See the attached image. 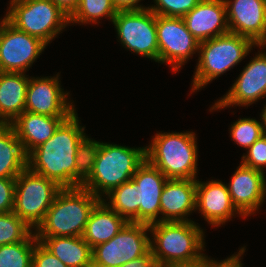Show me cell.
Listing matches in <instances>:
<instances>
[{
	"mask_svg": "<svg viewBox=\"0 0 266 267\" xmlns=\"http://www.w3.org/2000/svg\"><path fill=\"white\" fill-rule=\"evenodd\" d=\"M59 76L57 73L50 78H30L26 90L25 111L51 117H70L76 112L71 101H68L69 92H64L60 86Z\"/></svg>",
	"mask_w": 266,
	"mask_h": 267,
	"instance_id": "cell-14",
	"label": "cell"
},
{
	"mask_svg": "<svg viewBox=\"0 0 266 267\" xmlns=\"http://www.w3.org/2000/svg\"><path fill=\"white\" fill-rule=\"evenodd\" d=\"M141 0H112L114 6L118 11L123 10H142V9H148V6H142L138 3Z\"/></svg>",
	"mask_w": 266,
	"mask_h": 267,
	"instance_id": "cell-38",
	"label": "cell"
},
{
	"mask_svg": "<svg viewBox=\"0 0 266 267\" xmlns=\"http://www.w3.org/2000/svg\"><path fill=\"white\" fill-rule=\"evenodd\" d=\"M193 211H196V179H167L160 197L163 216L160 221H192L188 216Z\"/></svg>",
	"mask_w": 266,
	"mask_h": 267,
	"instance_id": "cell-20",
	"label": "cell"
},
{
	"mask_svg": "<svg viewBox=\"0 0 266 267\" xmlns=\"http://www.w3.org/2000/svg\"><path fill=\"white\" fill-rule=\"evenodd\" d=\"M126 223L123 217L100 200L89 215L82 237L93 248L112 239Z\"/></svg>",
	"mask_w": 266,
	"mask_h": 267,
	"instance_id": "cell-23",
	"label": "cell"
},
{
	"mask_svg": "<svg viewBox=\"0 0 266 267\" xmlns=\"http://www.w3.org/2000/svg\"><path fill=\"white\" fill-rule=\"evenodd\" d=\"M112 23L124 48L158 62L154 12L150 9L118 11Z\"/></svg>",
	"mask_w": 266,
	"mask_h": 267,
	"instance_id": "cell-10",
	"label": "cell"
},
{
	"mask_svg": "<svg viewBox=\"0 0 266 267\" xmlns=\"http://www.w3.org/2000/svg\"><path fill=\"white\" fill-rule=\"evenodd\" d=\"M32 228L14 212L0 213V246L27 239Z\"/></svg>",
	"mask_w": 266,
	"mask_h": 267,
	"instance_id": "cell-30",
	"label": "cell"
},
{
	"mask_svg": "<svg viewBox=\"0 0 266 267\" xmlns=\"http://www.w3.org/2000/svg\"><path fill=\"white\" fill-rule=\"evenodd\" d=\"M204 267H226V259L217 262V260H211L208 256H205Z\"/></svg>",
	"mask_w": 266,
	"mask_h": 267,
	"instance_id": "cell-40",
	"label": "cell"
},
{
	"mask_svg": "<svg viewBox=\"0 0 266 267\" xmlns=\"http://www.w3.org/2000/svg\"><path fill=\"white\" fill-rule=\"evenodd\" d=\"M145 159V147L101 142L91 176L82 187L102 200L104 194L131 180Z\"/></svg>",
	"mask_w": 266,
	"mask_h": 267,
	"instance_id": "cell-5",
	"label": "cell"
},
{
	"mask_svg": "<svg viewBox=\"0 0 266 267\" xmlns=\"http://www.w3.org/2000/svg\"><path fill=\"white\" fill-rule=\"evenodd\" d=\"M212 226H220L232 219L234 214H240L233 205L228 187L222 181L205 182L196 179V210Z\"/></svg>",
	"mask_w": 266,
	"mask_h": 267,
	"instance_id": "cell-18",
	"label": "cell"
},
{
	"mask_svg": "<svg viewBox=\"0 0 266 267\" xmlns=\"http://www.w3.org/2000/svg\"><path fill=\"white\" fill-rule=\"evenodd\" d=\"M100 143L86 135L78 144L75 159V187L82 186L91 176Z\"/></svg>",
	"mask_w": 266,
	"mask_h": 267,
	"instance_id": "cell-29",
	"label": "cell"
},
{
	"mask_svg": "<svg viewBox=\"0 0 266 267\" xmlns=\"http://www.w3.org/2000/svg\"><path fill=\"white\" fill-rule=\"evenodd\" d=\"M255 46L251 39L230 32L199 42L200 55L193 75L191 94L229 71Z\"/></svg>",
	"mask_w": 266,
	"mask_h": 267,
	"instance_id": "cell-6",
	"label": "cell"
},
{
	"mask_svg": "<svg viewBox=\"0 0 266 267\" xmlns=\"http://www.w3.org/2000/svg\"><path fill=\"white\" fill-rule=\"evenodd\" d=\"M230 33L266 45V3L263 0H224Z\"/></svg>",
	"mask_w": 266,
	"mask_h": 267,
	"instance_id": "cell-15",
	"label": "cell"
},
{
	"mask_svg": "<svg viewBox=\"0 0 266 267\" xmlns=\"http://www.w3.org/2000/svg\"><path fill=\"white\" fill-rule=\"evenodd\" d=\"M6 18L16 29L50 44L69 17L50 0H10Z\"/></svg>",
	"mask_w": 266,
	"mask_h": 267,
	"instance_id": "cell-7",
	"label": "cell"
},
{
	"mask_svg": "<svg viewBox=\"0 0 266 267\" xmlns=\"http://www.w3.org/2000/svg\"><path fill=\"white\" fill-rule=\"evenodd\" d=\"M156 33L158 63L170 64L174 73L198 53L199 41L187 29L183 17L156 15Z\"/></svg>",
	"mask_w": 266,
	"mask_h": 267,
	"instance_id": "cell-11",
	"label": "cell"
},
{
	"mask_svg": "<svg viewBox=\"0 0 266 267\" xmlns=\"http://www.w3.org/2000/svg\"><path fill=\"white\" fill-rule=\"evenodd\" d=\"M99 201L82 186L62 188L35 229L36 237L82 236L89 215Z\"/></svg>",
	"mask_w": 266,
	"mask_h": 267,
	"instance_id": "cell-3",
	"label": "cell"
},
{
	"mask_svg": "<svg viewBox=\"0 0 266 267\" xmlns=\"http://www.w3.org/2000/svg\"><path fill=\"white\" fill-rule=\"evenodd\" d=\"M167 177L146 159L137 168L132 180L136 183L137 204H139V223L160 222V197ZM158 218V219H157Z\"/></svg>",
	"mask_w": 266,
	"mask_h": 267,
	"instance_id": "cell-17",
	"label": "cell"
},
{
	"mask_svg": "<svg viewBox=\"0 0 266 267\" xmlns=\"http://www.w3.org/2000/svg\"><path fill=\"white\" fill-rule=\"evenodd\" d=\"M2 35H3V19L0 21V44L2 40ZM2 72V67H1V62H0V73Z\"/></svg>",
	"mask_w": 266,
	"mask_h": 267,
	"instance_id": "cell-43",
	"label": "cell"
},
{
	"mask_svg": "<svg viewBox=\"0 0 266 267\" xmlns=\"http://www.w3.org/2000/svg\"><path fill=\"white\" fill-rule=\"evenodd\" d=\"M183 19L199 42L229 33L224 0H201Z\"/></svg>",
	"mask_w": 266,
	"mask_h": 267,
	"instance_id": "cell-19",
	"label": "cell"
},
{
	"mask_svg": "<svg viewBox=\"0 0 266 267\" xmlns=\"http://www.w3.org/2000/svg\"><path fill=\"white\" fill-rule=\"evenodd\" d=\"M16 178H0V213L13 212Z\"/></svg>",
	"mask_w": 266,
	"mask_h": 267,
	"instance_id": "cell-35",
	"label": "cell"
},
{
	"mask_svg": "<svg viewBox=\"0 0 266 267\" xmlns=\"http://www.w3.org/2000/svg\"><path fill=\"white\" fill-rule=\"evenodd\" d=\"M121 267H164L158 260H156L151 253V250L144 256L129 261Z\"/></svg>",
	"mask_w": 266,
	"mask_h": 267,
	"instance_id": "cell-36",
	"label": "cell"
},
{
	"mask_svg": "<svg viewBox=\"0 0 266 267\" xmlns=\"http://www.w3.org/2000/svg\"><path fill=\"white\" fill-rule=\"evenodd\" d=\"M27 168V154L10 125H0V178H16Z\"/></svg>",
	"mask_w": 266,
	"mask_h": 267,
	"instance_id": "cell-25",
	"label": "cell"
},
{
	"mask_svg": "<svg viewBox=\"0 0 266 267\" xmlns=\"http://www.w3.org/2000/svg\"><path fill=\"white\" fill-rule=\"evenodd\" d=\"M69 18L77 10L80 0H50Z\"/></svg>",
	"mask_w": 266,
	"mask_h": 267,
	"instance_id": "cell-37",
	"label": "cell"
},
{
	"mask_svg": "<svg viewBox=\"0 0 266 267\" xmlns=\"http://www.w3.org/2000/svg\"><path fill=\"white\" fill-rule=\"evenodd\" d=\"M69 117H51L24 111L10 126L22 143L25 153L28 155L32 150L50 139L59 125Z\"/></svg>",
	"mask_w": 266,
	"mask_h": 267,
	"instance_id": "cell-21",
	"label": "cell"
},
{
	"mask_svg": "<svg viewBox=\"0 0 266 267\" xmlns=\"http://www.w3.org/2000/svg\"><path fill=\"white\" fill-rule=\"evenodd\" d=\"M102 200L127 222L139 223V204H137L136 183L131 179L113 189ZM109 198V199H108Z\"/></svg>",
	"mask_w": 266,
	"mask_h": 267,
	"instance_id": "cell-26",
	"label": "cell"
},
{
	"mask_svg": "<svg viewBox=\"0 0 266 267\" xmlns=\"http://www.w3.org/2000/svg\"><path fill=\"white\" fill-rule=\"evenodd\" d=\"M40 39L16 29L3 18L0 44L2 72L25 73L46 48Z\"/></svg>",
	"mask_w": 266,
	"mask_h": 267,
	"instance_id": "cell-12",
	"label": "cell"
},
{
	"mask_svg": "<svg viewBox=\"0 0 266 267\" xmlns=\"http://www.w3.org/2000/svg\"><path fill=\"white\" fill-rule=\"evenodd\" d=\"M74 112L55 130L53 136L27 155V167L62 188L75 187L76 152L86 136Z\"/></svg>",
	"mask_w": 266,
	"mask_h": 267,
	"instance_id": "cell-1",
	"label": "cell"
},
{
	"mask_svg": "<svg viewBox=\"0 0 266 267\" xmlns=\"http://www.w3.org/2000/svg\"><path fill=\"white\" fill-rule=\"evenodd\" d=\"M68 267H92V248L82 236L36 237Z\"/></svg>",
	"mask_w": 266,
	"mask_h": 267,
	"instance_id": "cell-24",
	"label": "cell"
},
{
	"mask_svg": "<svg viewBox=\"0 0 266 267\" xmlns=\"http://www.w3.org/2000/svg\"><path fill=\"white\" fill-rule=\"evenodd\" d=\"M149 225L127 222L109 241L92 248V267H121L150 250Z\"/></svg>",
	"mask_w": 266,
	"mask_h": 267,
	"instance_id": "cell-9",
	"label": "cell"
},
{
	"mask_svg": "<svg viewBox=\"0 0 266 267\" xmlns=\"http://www.w3.org/2000/svg\"><path fill=\"white\" fill-rule=\"evenodd\" d=\"M265 173L240 164L227 185L236 209L245 217L254 215L266 197Z\"/></svg>",
	"mask_w": 266,
	"mask_h": 267,
	"instance_id": "cell-16",
	"label": "cell"
},
{
	"mask_svg": "<svg viewBox=\"0 0 266 267\" xmlns=\"http://www.w3.org/2000/svg\"><path fill=\"white\" fill-rule=\"evenodd\" d=\"M152 256L164 267L193 263L206 255L204 232L194 221H160L149 225Z\"/></svg>",
	"mask_w": 266,
	"mask_h": 267,
	"instance_id": "cell-2",
	"label": "cell"
},
{
	"mask_svg": "<svg viewBox=\"0 0 266 267\" xmlns=\"http://www.w3.org/2000/svg\"><path fill=\"white\" fill-rule=\"evenodd\" d=\"M194 132L157 133L145 147L146 160L168 179H196L198 147Z\"/></svg>",
	"mask_w": 266,
	"mask_h": 267,
	"instance_id": "cell-4",
	"label": "cell"
},
{
	"mask_svg": "<svg viewBox=\"0 0 266 267\" xmlns=\"http://www.w3.org/2000/svg\"><path fill=\"white\" fill-rule=\"evenodd\" d=\"M201 0H154V4L149 6L156 15L166 17H184Z\"/></svg>",
	"mask_w": 266,
	"mask_h": 267,
	"instance_id": "cell-32",
	"label": "cell"
},
{
	"mask_svg": "<svg viewBox=\"0 0 266 267\" xmlns=\"http://www.w3.org/2000/svg\"><path fill=\"white\" fill-rule=\"evenodd\" d=\"M61 189L53 180L27 167L16 177L13 212L34 230Z\"/></svg>",
	"mask_w": 266,
	"mask_h": 267,
	"instance_id": "cell-8",
	"label": "cell"
},
{
	"mask_svg": "<svg viewBox=\"0 0 266 267\" xmlns=\"http://www.w3.org/2000/svg\"><path fill=\"white\" fill-rule=\"evenodd\" d=\"M172 267H204V257L193 263L178 264Z\"/></svg>",
	"mask_w": 266,
	"mask_h": 267,
	"instance_id": "cell-41",
	"label": "cell"
},
{
	"mask_svg": "<svg viewBox=\"0 0 266 267\" xmlns=\"http://www.w3.org/2000/svg\"><path fill=\"white\" fill-rule=\"evenodd\" d=\"M246 248L245 247H241V249L239 250L238 254L236 253L235 255L233 254L232 256L228 257L226 259V267H242V263H241V258L242 255L244 254Z\"/></svg>",
	"mask_w": 266,
	"mask_h": 267,
	"instance_id": "cell-39",
	"label": "cell"
},
{
	"mask_svg": "<svg viewBox=\"0 0 266 267\" xmlns=\"http://www.w3.org/2000/svg\"><path fill=\"white\" fill-rule=\"evenodd\" d=\"M117 13L112 0H80L77 10L69 18V23L96 24L103 17H108L112 22Z\"/></svg>",
	"mask_w": 266,
	"mask_h": 267,
	"instance_id": "cell-28",
	"label": "cell"
},
{
	"mask_svg": "<svg viewBox=\"0 0 266 267\" xmlns=\"http://www.w3.org/2000/svg\"><path fill=\"white\" fill-rule=\"evenodd\" d=\"M246 153L242 156L241 164L264 172L263 169L266 167V134L250 146Z\"/></svg>",
	"mask_w": 266,
	"mask_h": 267,
	"instance_id": "cell-33",
	"label": "cell"
},
{
	"mask_svg": "<svg viewBox=\"0 0 266 267\" xmlns=\"http://www.w3.org/2000/svg\"><path fill=\"white\" fill-rule=\"evenodd\" d=\"M32 267H68L54 256L39 241L32 254Z\"/></svg>",
	"mask_w": 266,
	"mask_h": 267,
	"instance_id": "cell-34",
	"label": "cell"
},
{
	"mask_svg": "<svg viewBox=\"0 0 266 267\" xmlns=\"http://www.w3.org/2000/svg\"><path fill=\"white\" fill-rule=\"evenodd\" d=\"M261 119L263 122V127H264V134H266V105L264 106V108L261 111Z\"/></svg>",
	"mask_w": 266,
	"mask_h": 267,
	"instance_id": "cell-42",
	"label": "cell"
},
{
	"mask_svg": "<svg viewBox=\"0 0 266 267\" xmlns=\"http://www.w3.org/2000/svg\"><path fill=\"white\" fill-rule=\"evenodd\" d=\"M264 48L266 45H257ZM258 54L243 68L230 90L217 100L210 111L237 106H248L266 97V52Z\"/></svg>",
	"mask_w": 266,
	"mask_h": 267,
	"instance_id": "cell-13",
	"label": "cell"
},
{
	"mask_svg": "<svg viewBox=\"0 0 266 267\" xmlns=\"http://www.w3.org/2000/svg\"><path fill=\"white\" fill-rule=\"evenodd\" d=\"M264 135L263 122L253 118H240L231 124L230 137L246 150Z\"/></svg>",
	"mask_w": 266,
	"mask_h": 267,
	"instance_id": "cell-31",
	"label": "cell"
},
{
	"mask_svg": "<svg viewBox=\"0 0 266 267\" xmlns=\"http://www.w3.org/2000/svg\"><path fill=\"white\" fill-rule=\"evenodd\" d=\"M37 242L33 232L24 241L0 246V267H32V254Z\"/></svg>",
	"mask_w": 266,
	"mask_h": 267,
	"instance_id": "cell-27",
	"label": "cell"
},
{
	"mask_svg": "<svg viewBox=\"0 0 266 267\" xmlns=\"http://www.w3.org/2000/svg\"><path fill=\"white\" fill-rule=\"evenodd\" d=\"M29 80L26 73H0V124L10 125L25 111Z\"/></svg>",
	"mask_w": 266,
	"mask_h": 267,
	"instance_id": "cell-22",
	"label": "cell"
}]
</instances>
